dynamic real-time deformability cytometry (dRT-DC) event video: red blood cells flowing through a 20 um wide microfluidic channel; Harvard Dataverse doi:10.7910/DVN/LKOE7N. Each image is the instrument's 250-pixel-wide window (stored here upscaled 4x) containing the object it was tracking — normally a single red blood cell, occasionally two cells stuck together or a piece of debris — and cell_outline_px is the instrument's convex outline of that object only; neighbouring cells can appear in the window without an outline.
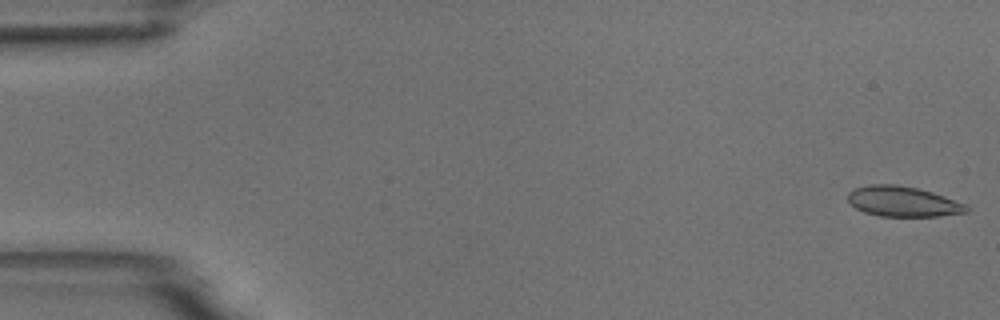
{"species": "common noctule bat (a hibernating species)", "species_latin": "Nyctalus noctula", "temperature_condition": "room temperature", "stored_images_in_passage": 4, "camera_frame_rate_fps": 3000, "um_per_image_px": 0.085, "animal": {"sex": "male", "body_mass_g": 18.8}, "frame": {"image": 1, "passage_image": 1, "time_ms": 0.0, "image_size_px": [1000, 320], "cell_outline_px": [[968, 212], [940, 216], [880, 216], [864, 212], [856, 208], [848, 200], [848, 192], [856, 188], [868, 184], [896, 184], [916, 188], [932, 192], [968, 204]], "centroid_in_image_um": [76.77, 17.13], "position_along_channel_um": 8.2, "area_um2": 20.92}}
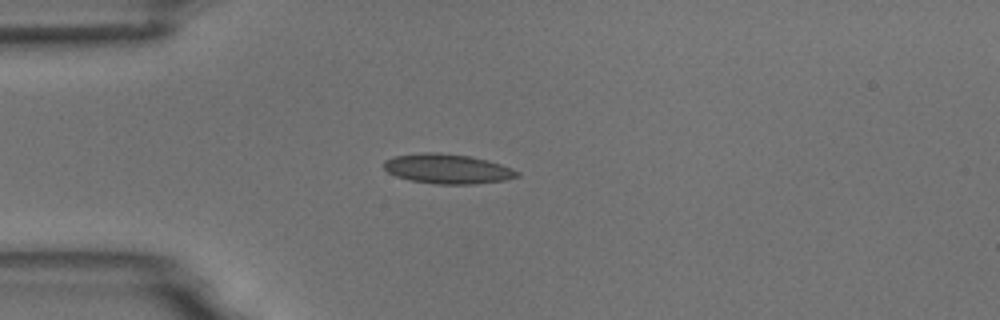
{"frame": {"image": 2, "passage_image": 4, "time_ms": 4.333, "image_size_px": [1000, 320], "cell_outline_px": [[520, 176], [504, 180], [472, 184], [436, 184], [412, 180], [396, 176], [388, 172], [384, 168], [384, 160], [392, 156], [424, 152], [440, 152], [468, 156], [488, 160], [512, 168], [520, 172]], "centroid_in_image_um": [38.03, 14.34], "position_along_channel_um": 47.0, "area_um2": 23.06}}